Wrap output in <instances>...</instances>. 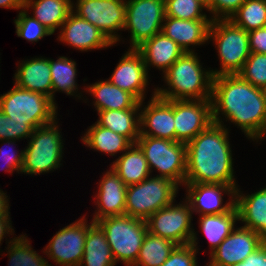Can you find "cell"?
<instances>
[{
	"label": "cell",
	"instance_id": "26",
	"mask_svg": "<svg viewBox=\"0 0 266 266\" xmlns=\"http://www.w3.org/2000/svg\"><path fill=\"white\" fill-rule=\"evenodd\" d=\"M111 167L126 186L138 184L151 175L148 162L136 143L123 152Z\"/></svg>",
	"mask_w": 266,
	"mask_h": 266
},
{
	"label": "cell",
	"instance_id": "8",
	"mask_svg": "<svg viewBox=\"0 0 266 266\" xmlns=\"http://www.w3.org/2000/svg\"><path fill=\"white\" fill-rule=\"evenodd\" d=\"M178 184L165 177H148L127 186L125 214L147 220L158 210L175 202Z\"/></svg>",
	"mask_w": 266,
	"mask_h": 266
},
{
	"label": "cell",
	"instance_id": "15",
	"mask_svg": "<svg viewBox=\"0 0 266 266\" xmlns=\"http://www.w3.org/2000/svg\"><path fill=\"white\" fill-rule=\"evenodd\" d=\"M265 240L255 231L239 227L234 228L221 244L210 253L207 266H230L243 262L256 251Z\"/></svg>",
	"mask_w": 266,
	"mask_h": 266
},
{
	"label": "cell",
	"instance_id": "41",
	"mask_svg": "<svg viewBox=\"0 0 266 266\" xmlns=\"http://www.w3.org/2000/svg\"><path fill=\"white\" fill-rule=\"evenodd\" d=\"M8 151L3 148L0 149V158H2V161L5 162V167L0 170L6 169V171L10 173H13L14 171H17L18 173L19 171L21 172L24 150H21L20 153H15L14 150L13 152Z\"/></svg>",
	"mask_w": 266,
	"mask_h": 266
},
{
	"label": "cell",
	"instance_id": "39",
	"mask_svg": "<svg viewBox=\"0 0 266 266\" xmlns=\"http://www.w3.org/2000/svg\"><path fill=\"white\" fill-rule=\"evenodd\" d=\"M197 249L190 243L176 245L169 254L167 260L161 266H198L196 254Z\"/></svg>",
	"mask_w": 266,
	"mask_h": 266
},
{
	"label": "cell",
	"instance_id": "11",
	"mask_svg": "<svg viewBox=\"0 0 266 266\" xmlns=\"http://www.w3.org/2000/svg\"><path fill=\"white\" fill-rule=\"evenodd\" d=\"M165 0H126L124 30H130V47L137 49L155 34L162 32Z\"/></svg>",
	"mask_w": 266,
	"mask_h": 266
},
{
	"label": "cell",
	"instance_id": "10",
	"mask_svg": "<svg viewBox=\"0 0 266 266\" xmlns=\"http://www.w3.org/2000/svg\"><path fill=\"white\" fill-rule=\"evenodd\" d=\"M192 214L191 206L187 200L185 203L183 201L177 205L173 202L146 220L148 232L168 239L176 245L190 243L198 251L197 234L191 226Z\"/></svg>",
	"mask_w": 266,
	"mask_h": 266
},
{
	"label": "cell",
	"instance_id": "22",
	"mask_svg": "<svg viewBox=\"0 0 266 266\" xmlns=\"http://www.w3.org/2000/svg\"><path fill=\"white\" fill-rule=\"evenodd\" d=\"M15 85L19 88L40 92L52 100V78L50 59L38 57L19 64L14 75Z\"/></svg>",
	"mask_w": 266,
	"mask_h": 266
},
{
	"label": "cell",
	"instance_id": "20",
	"mask_svg": "<svg viewBox=\"0 0 266 266\" xmlns=\"http://www.w3.org/2000/svg\"><path fill=\"white\" fill-rule=\"evenodd\" d=\"M99 189L95 199V215L93 221L116 215L125 214L126 192L127 186L119 178L118 174L110 167V170L103 174L101 181H99Z\"/></svg>",
	"mask_w": 266,
	"mask_h": 266
},
{
	"label": "cell",
	"instance_id": "40",
	"mask_svg": "<svg viewBox=\"0 0 266 266\" xmlns=\"http://www.w3.org/2000/svg\"><path fill=\"white\" fill-rule=\"evenodd\" d=\"M246 0H209L207 11L213 14L212 20L230 19ZM222 15V16H221Z\"/></svg>",
	"mask_w": 266,
	"mask_h": 266
},
{
	"label": "cell",
	"instance_id": "46",
	"mask_svg": "<svg viewBox=\"0 0 266 266\" xmlns=\"http://www.w3.org/2000/svg\"><path fill=\"white\" fill-rule=\"evenodd\" d=\"M10 215L8 214L6 217H0V244H2V240L4 237H6V234H14V229H12V226L10 223ZM13 233V234H12Z\"/></svg>",
	"mask_w": 266,
	"mask_h": 266
},
{
	"label": "cell",
	"instance_id": "7",
	"mask_svg": "<svg viewBox=\"0 0 266 266\" xmlns=\"http://www.w3.org/2000/svg\"><path fill=\"white\" fill-rule=\"evenodd\" d=\"M56 121L33 130L29 144L24 149L21 173L40 175L61 166L64 143Z\"/></svg>",
	"mask_w": 266,
	"mask_h": 266
},
{
	"label": "cell",
	"instance_id": "28",
	"mask_svg": "<svg viewBox=\"0 0 266 266\" xmlns=\"http://www.w3.org/2000/svg\"><path fill=\"white\" fill-rule=\"evenodd\" d=\"M72 3L71 0H24V8L33 9V17L54 33L72 12Z\"/></svg>",
	"mask_w": 266,
	"mask_h": 266
},
{
	"label": "cell",
	"instance_id": "4",
	"mask_svg": "<svg viewBox=\"0 0 266 266\" xmlns=\"http://www.w3.org/2000/svg\"><path fill=\"white\" fill-rule=\"evenodd\" d=\"M104 231L113 258L133 266L148 232L146 220L127 214L102 218L96 222Z\"/></svg>",
	"mask_w": 266,
	"mask_h": 266
},
{
	"label": "cell",
	"instance_id": "9",
	"mask_svg": "<svg viewBox=\"0 0 266 266\" xmlns=\"http://www.w3.org/2000/svg\"><path fill=\"white\" fill-rule=\"evenodd\" d=\"M136 144L142 150L149 169H157V176L171 179L179 186L186 177V143L150 136H139Z\"/></svg>",
	"mask_w": 266,
	"mask_h": 266
},
{
	"label": "cell",
	"instance_id": "48",
	"mask_svg": "<svg viewBox=\"0 0 266 266\" xmlns=\"http://www.w3.org/2000/svg\"><path fill=\"white\" fill-rule=\"evenodd\" d=\"M0 7L11 9H23L24 0H0Z\"/></svg>",
	"mask_w": 266,
	"mask_h": 266
},
{
	"label": "cell",
	"instance_id": "42",
	"mask_svg": "<svg viewBox=\"0 0 266 266\" xmlns=\"http://www.w3.org/2000/svg\"><path fill=\"white\" fill-rule=\"evenodd\" d=\"M251 53L266 54V26L248 32Z\"/></svg>",
	"mask_w": 266,
	"mask_h": 266
},
{
	"label": "cell",
	"instance_id": "27",
	"mask_svg": "<svg viewBox=\"0 0 266 266\" xmlns=\"http://www.w3.org/2000/svg\"><path fill=\"white\" fill-rule=\"evenodd\" d=\"M139 111L140 109L98 111L99 119L96 123L126 137L134 144L140 136Z\"/></svg>",
	"mask_w": 266,
	"mask_h": 266
},
{
	"label": "cell",
	"instance_id": "18",
	"mask_svg": "<svg viewBox=\"0 0 266 266\" xmlns=\"http://www.w3.org/2000/svg\"><path fill=\"white\" fill-rule=\"evenodd\" d=\"M186 200L192 212L201 215L222 214L229 212L235 206V190L228 185L221 184H184ZM223 192L231 200L223 205Z\"/></svg>",
	"mask_w": 266,
	"mask_h": 266
},
{
	"label": "cell",
	"instance_id": "50",
	"mask_svg": "<svg viewBox=\"0 0 266 266\" xmlns=\"http://www.w3.org/2000/svg\"><path fill=\"white\" fill-rule=\"evenodd\" d=\"M262 89V92H263V95H264V98L266 100V85L264 87L261 88Z\"/></svg>",
	"mask_w": 266,
	"mask_h": 266
},
{
	"label": "cell",
	"instance_id": "5",
	"mask_svg": "<svg viewBox=\"0 0 266 266\" xmlns=\"http://www.w3.org/2000/svg\"><path fill=\"white\" fill-rule=\"evenodd\" d=\"M56 103L48 96L14 87L0 95V110L13 122L27 123L33 130L57 119Z\"/></svg>",
	"mask_w": 266,
	"mask_h": 266
},
{
	"label": "cell",
	"instance_id": "23",
	"mask_svg": "<svg viewBox=\"0 0 266 266\" xmlns=\"http://www.w3.org/2000/svg\"><path fill=\"white\" fill-rule=\"evenodd\" d=\"M238 188L235 190V206L238 220L244 222L243 227L258 233L266 241V187L244 195Z\"/></svg>",
	"mask_w": 266,
	"mask_h": 266
},
{
	"label": "cell",
	"instance_id": "43",
	"mask_svg": "<svg viewBox=\"0 0 266 266\" xmlns=\"http://www.w3.org/2000/svg\"><path fill=\"white\" fill-rule=\"evenodd\" d=\"M10 127H11V141H5L4 144L14 145L17 140L29 138L33 129L27 123H17L13 122L10 119Z\"/></svg>",
	"mask_w": 266,
	"mask_h": 266
},
{
	"label": "cell",
	"instance_id": "21",
	"mask_svg": "<svg viewBox=\"0 0 266 266\" xmlns=\"http://www.w3.org/2000/svg\"><path fill=\"white\" fill-rule=\"evenodd\" d=\"M212 18L183 20L165 17L162 32L176 42L185 52H194L191 45H202L209 41Z\"/></svg>",
	"mask_w": 266,
	"mask_h": 266
},
{
	"label": "cell",
	"instance_id": "30",
	"mask_svg": "<svg viewBox=\"0 0 266 266\" xmlns=\"http://www.w3.org/2000/svg\"><path fill=\"white\" fill-rule=\"evenodd\" d=\"M82 142L91 149L115 156L116 153L125 152L132 143L124 136L108 128L101 127L96 122L86 131Z\"/></svg>",
	"mask_w": 266,
	"mask_h": 266
},
{
	"label": "cell",
	"instance_id": "35",
	"mask_svg": "<svg viewBox=\"0 0 266 266\" xmlns=\"http://www.w3.org/2000/svg\"><path fill=\"white\" fill-rule=\"evenodd\" d=\"M7 250L10 266H51L46 259L32 249L25 235L9 240Z\"/></svg>",
	"mask_w": 266,
	"mask_h": 266
},
{
	"label": "cell",
	"instance_id": "6",
	"mask_svg": "<svg viewBox=\"0 0 266 266\" xmlns=\"http://www.w3.org/2000/svg\"><path fill=\"white\" fill-rule=\"evenodd\" d=\"M209 39L215 42L221 61L220 70H211L213 77L237 74L251 54L248 32L229 19L212 20Z\"/></svg>",
	"mask_w": 266,
	"mask_h": 266
},
{
	"label": "cell",
	"instance_id": "47",
	"mask_svg": "<svg viewBox=\"0 0 266 266\" xmlns=\"http://www.w3.org/2000/svg\"><path fill=\"white\" fill-rule=\"evenodd\" d=\"M6 193H4L2 190H0V217H6L9 212V203L7 199Z\"/></svg>",
	"mask_w": 266,
	"mask_h": 266
},
{
	"label": "cell",
	"instance_id": "2",
	"mask_svg": "<svg viewBox=\"0 0 266 266\" xmlns=\"http://www.w3.org/2000/svg\"><path fill=\"white\" fill-rule=\"evenodd\" d=\"M225 125L211 123L186 143V177L184 184H221L234 190L232 150Z\"/></svg>",
	"mask_w": 266,
	"mask_h": 266
},
{
	"label": "cell",
	"instance_id": "38",
	"mask_svg": "<svg viewBox=\"0 0 266 266\" xmlns=\"http://www.w3.org/2000/svg\"><path fill=\"white\" fill-rule=\"evenodd\" d=\"M237 74L255 87H264L266 85V54L251 53Z\"/></svg>",
	"mask_w": 266,
	"mask_h": 266
},
{
	"label": "cell",
	"instance_id": "1",
	"mask_svg": "<svg viewBox=\"0 0 266 266\" xmlns=\"http://www.w3.org/2000/svg\"><path fill=\"white\" fill-rule=\"evenodd\" d=\"M211 101L214 123L224 124L219 116L222 114L251 140L258 142L264 138L266 100L261 88L253 86L238 74L218 75L212 80Z\"/></svg>",
	"mask_w": 266,
	"mask_h": 266
},
{
	"label": "cell",
	"instance_id": "37",
	"mask_svg": "<svg viewBox=\"0 0 266 266\" xmlns=\"http://www.w3.org/2000/svg\"><path fill=\"white\" fill-rule=\"evenodd\" d=\"M14 23L17 36L32 43L39 41L44 36L53 34L33 16L30 17L25 8L20 10L17 19L14 20Z\"/></svg>",
	"mask_w": 266,
	"mask_h": 266
},
{
	"label": "cell",
	"instance_id": "33",
	"mask_svg": "<svg viewBox=\"0 0 266 266\" xmlns=\"http://www.w3.org/2000/svg\"><path fill=\"white\" fill-rule=\"evenodd\" d=\"M175 246L172 241L147 232L133 266H161Z\"/></svg>",
	"mask_w": 266,
	"mask_h": 266
},
{
	"label": "cell",
	"instance_id": "34",
	"mask_svg": "<svg viewBox=\"0 0 266 266\" xmlns=\"http://www.w3.org/2000/svg\"><path fill=\"white\" fill-rule=\"evenodd\" d=\"M229 20L247 32L264 27L266 26V2L246 0Z\"/></svg>",
	"mask_w": 266,
	"mask_h": 266
},
{
	"label": "cell",
	"instance_id": "45",
	"mask_svg": "<svg viewBox=\"0 0 266 266\" xmlns=\"http://www.w3.org/2000/svg\"><path fill=\"white\" fill-rule=\"evenodd\" d=\"M230 266H261V246L251 253L243 262Z\"/></svg>",
	"mask_w": 266,
	"mask_h": 266
},
{
	"label": "cell",
	"instance_id": "19",
	"mask_svg": "<svg viewBox=\"0 0 266 266\" xmlns=\"http://www.w3.org/2000/svg\"><path fill=\"white\" fill-rule=\"evenodd\" d=\"M58 40L80 51L103 49L113 44L93 24L71 12L60 27Z\"/></svg>",
	"mask_w": 266,
	"mask_h": 266
},
{
	"label": "cell",
	"instance_id": "25",
	"mask_svg": "<svg viewBox=\"0 0 266 266\" xmlns=\"http://www.w3.org/2000/svg\"><path fill=\"white\" fill-rule=\"evenodd\" d=\"M86 92L94 98L95 110H123L140 109L143 101L140 102L133 94L113 85L108 79L88 85Z\"/></svg>",
	"mask_w": 266,
	"mask_h": 266
},
{
	"label": "cell",
	"instance_id": "51",
	"mask_svg": "<svg viewBox=\"0 0 266 266\" xmlns=\"http://www.w3.org/2000/svg\"><path fill=\"white\" fill-rule=\"evenodd\" d=\"M202 2L206 7H208L209 0H199Z\"/></svg>",
	"mask_w": 266,
	"mask_h": 266
},
{
	"label": "cell",
	"instance_id": "12",
	"mask_svg": "<svg viewBox=\"0 0 266 266\" xmlns=\"http://www.w3.org/2000/svg\"><path fill=\"white\" fill-rule=\"evenodd\" d=\"M75 4L74 14L96 26L112 44L120 41L116 31L125 27L126 0H77Z\"/></svg>",
	"mask_w": 266,
	"mask_h": 266
},
{
	"label": "cell",
	"instance_id": "31",
	"mask_svg": "<svg viewBox=\"0 0 266 266\" xmlns=\"http://www.w3.org/2000/svg\"><path fill=\"white\" fill-rule=\"evenodd\" d=\"M237 221L239 220L236 206L227 213L200 216L199 227L210 243L211 252L231 233Z\"/></svg>",
	"mask_w": 266,
	"mask_h": 266
},
{
	"label": "cell",
	"instance_id": "24",
	"mask_svg": "<svg viewBox=\"0 0 266 266\" xmlns=\"http://www.w3.org/2000/svg\"><path fill=\"white\" fill-rule=\"evenodd\" d=\"M137 50L142 54L147 72L149 66H155L165 73L185 51L163 32L155 34Z\"/></svg>",
	"mask_w": 266,
	"mask_h": 266
},
{
	"label": "cell",
	"instance_id": "49",
	"mask_svg": "<svg viewBox=\"0 0 266 266\" xmlns=\"http://www.w3.org/2000/svg\"><path fill=\"white\" fill-rule=\"evenodd\" d=\"M261 266H266V241L261 245Z\"/></svg>",
	"mask_w": 266,
	"mask_h": 266
},
{
	"label": "cell",
	"instance_id": "3",
	"mask_svg": "<svg viewBox=\"0 0 266 266\" xmlns=\"http://www.w3.org/2000/svg\"><path fill=\"white\" fill-rule=\"evenodd\" d=\"M197 53L185 52L164 73L169 87L156 88V95L165 100H204L212 98L211 70H205Z\"/></svg>",
	"mask_w": 266,
	"mask_h": 266
},
{
	"label": "cell",
	"instance_id": "32",
	"mask_svg": "<svg viewBox=\"0 0 266 266\" xmlns=\"http://www.w3.org/2000/svg\"><path fill=\"white\" fill-rule=\"evenodd\" d=\"M50 72L52 78V101L54 102L55 92H65L67 95H74L78 91L76 84V62L68 57L60 56L56 61L50 59Z\"/></svg>",
	"mask_w": 266,
	"mask_h": 266
},
{
	"label": "cell",
	"instance_id": "17",
	"mask_svg": "<svg viewBox=\"0 0 266 266\" xmlns=\"http://www.w3.org/2000/svg\"><path fill=\"white\" fill-rule=\"evenodd\" d=\"M148 79L142 54L137 49L129 47L108 80L120 89L133 94L142 102L145 99Z\"/></svg>",
	"mask_w": 266,
	"mask_h": 266
},
{
	"label": "cell",
	"instance_id": "29",
	"mask_svg": "<svg viewBox=\"0 0 266 266\" xmlns=\"http://www.w3.org/2000/svg\"><path fill=\"white\" fill-rule=\"evenodd\" d=\"M110 246L102 228L94 222L87 230L84 254L79 266H115Z\"/></svg>",
	"mask_w": 266,
	"mask_h": 266
},
{
	"label": "cell",
	"instance_id": "13",
	"mask_svg": "<svg viewBox=\"0 0 266 266\" xmlns=\"http://www.w3.org/2000/svg\"><path fill=\"white\" fill-rule=\"evenodd\" d=\"M94 223L87 224L83 216L76 222L60 229L44 248L45 253L56 265L79 266L84 254V246L88 228Z\"/></svg>",
	"mask_w": 266,
	"mask_h": 266
},
{
	"label": "cell",
	"instance_id": "16",
	"mask_svg": "<svg viewBox=\"0 0 266 266\" xmlns=\"http://www.w3.org/2000/svg\"><path fill=\"white\" fill-rule=\"evenodd\" d=\"M153 92L149 103L140 109V136L176 141L174 100H165Z\"/></svg>",
	"mask_w": 266,
	"mask_h": 266
},
{
	"label": "cell",
	"instance_id": "14",
	"mask_svg": "<svg viewBox=\"0 0 266 266\" xmlns=\"http://www.w3.org/2000/svg\"><path fill=\"white\" fill-rule=\"evenodd\" d=\"M211 123H213L211 99L174 100L176 141L189 142Z\"/></svg>",
	"mask_w": 266,
	"mask_h": 266
},
{
	"label": "cell",
	"instance_id": "44",
	"mask_svg": "<svg viewBox=\"0 0 266 266\" xmlns=\"http://www.w3.org/2000/svg\"><path fill=\"white\" fill-rule=\"evenodd\" d=\"M0 141H11L10 117L0 110Z\"/></svg>",
	"mask_w": 266,
	"mask_h": 266
},
{
	"label": "cell",
	"instance_id": "36",
	"mask_svg": "<svg viewBox=\"0 0 266 266\" xmlns=\"http://www.w3.org/2000/svg\"><path fill=\"white\" fill-rule=\"evenodd\" d=\"M207 7L199 0H165V17L183 20L208 19L202 10Z\"/></svg>",
	"mask_w": 266,
	"mask_h": 266
}]
</instances>
